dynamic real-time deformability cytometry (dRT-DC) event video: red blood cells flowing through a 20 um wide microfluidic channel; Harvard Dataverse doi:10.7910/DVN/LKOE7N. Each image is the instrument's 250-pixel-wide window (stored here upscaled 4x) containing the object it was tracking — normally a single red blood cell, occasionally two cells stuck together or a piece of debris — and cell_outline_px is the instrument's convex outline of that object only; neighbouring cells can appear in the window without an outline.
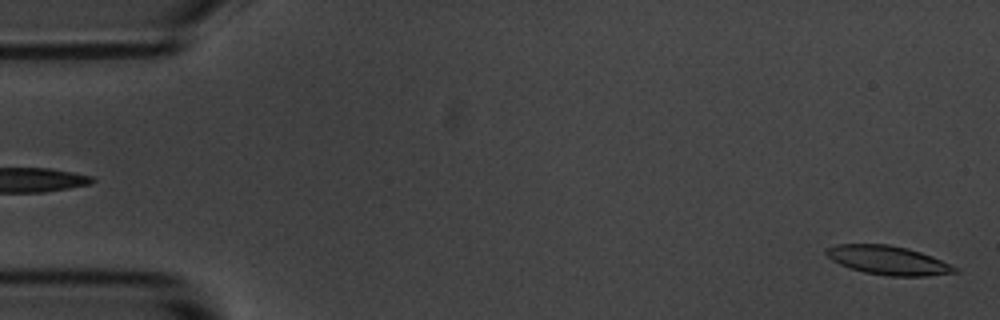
{"species": "common noctule bat (a hibernating species)", "species_latin": "Nyctalus noctula", "temperature_condition": "room temperature", "stored_images_in_passage": 4, "segment_of_instrument_passage": [2, 2], "camera_frame_rate_fps": 3000, "um_per_image_px": 0.085, "animal": {"sex": "male", "body_mass_g": 20.1, "forearm_length_mm": 53.5}, "frame": {"image": 1, "passage_image": 4, "time_ms": 1.0, "image_size_px": [1000, 320], "cell_outline_px": [[960, 272], [924, 276], [888, 276], [864, 272], [840, 264], [832, 260], [824, 252], [824, 248], [836, 244], [888, 244], [908, 248], [932, 256], [960, 268]], "centroid_in_image_um": [75.51, 22.12], "position_along_channel_um": 9.5, "area_um2": 21.73}}